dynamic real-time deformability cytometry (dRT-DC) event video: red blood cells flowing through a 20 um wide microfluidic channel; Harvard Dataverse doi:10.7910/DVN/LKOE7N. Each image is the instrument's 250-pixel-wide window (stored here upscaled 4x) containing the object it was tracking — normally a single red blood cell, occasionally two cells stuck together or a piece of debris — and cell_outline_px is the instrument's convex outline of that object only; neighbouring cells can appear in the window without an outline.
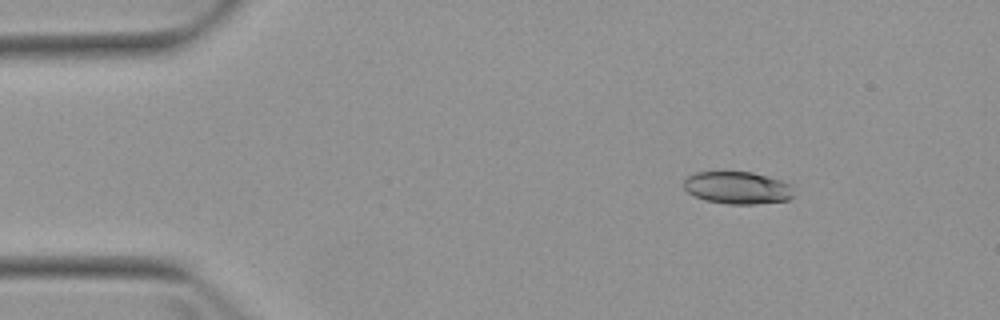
{"species": "Egyptian fruit bat (a non-hibernating species)", "species_latin": "Rousettus aegyptiacus", "temperature_condition": "warm", "stored_images_in_passage": 1, "camera_frame_rate_fps": 3000, "um_per_image_px": 0.085, "animal": {"sex": "female"}, "frame": {"image": 1, "passage_image": 1, "time_ms": 0.0, "image_size_px": [1000, 320], "cell_outline_px": [[792, 196], [788, 200], [756, 204], [728, 204], [704, 200], [688, 192], [684, 188], [684, 180], [688, 176], [696, 172], [752, 172], [768, 176], [792, 184]], "centroid_in_image_um": [62.69, 15.96], "position_along_channel_um": 22.3, "area_um2": 20.75}}